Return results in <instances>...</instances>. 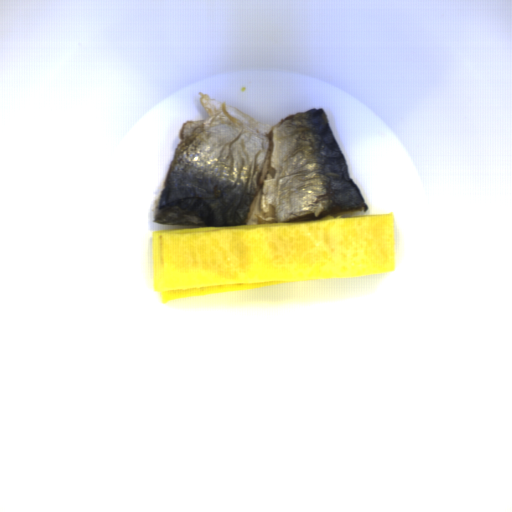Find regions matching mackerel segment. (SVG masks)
Segmentation results:
<instances>
[{
	"instance_id": "obj_1",
	"label": "mackerel segment",
	"mask_w": 512,
	"mask_h": 512,
	"mask_svg": "<svg viewBox=\"0 0 512 512\" xmlns=\"http://www.w3.org/2000/svg\"><path fill=\"white\" fill-rule=\"evenodd\" d=\"M185 121L152 220L192 227L269 225L367 212L322 107L275 124L203 94Z\"/></svg>"
}]
</instances>
